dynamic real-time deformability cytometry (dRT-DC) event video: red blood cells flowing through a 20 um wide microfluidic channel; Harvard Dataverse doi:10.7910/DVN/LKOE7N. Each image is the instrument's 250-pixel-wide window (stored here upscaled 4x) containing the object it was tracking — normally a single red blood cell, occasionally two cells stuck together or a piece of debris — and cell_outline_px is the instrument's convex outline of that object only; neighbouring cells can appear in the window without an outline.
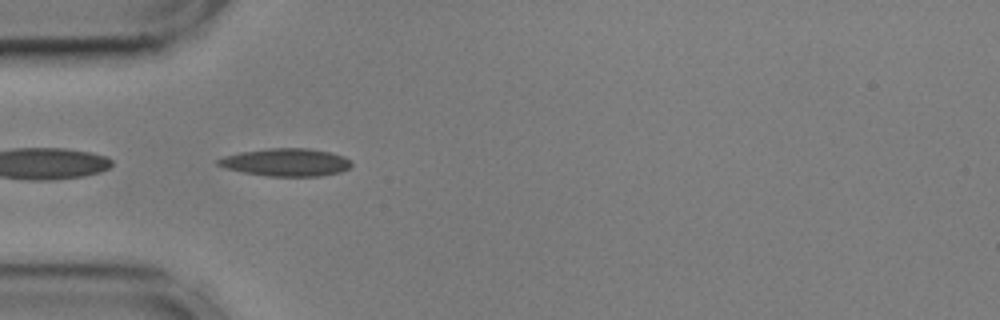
{"species": "common noctule bat (a hibernating species)", "species_latin": "Nyctalus noctula", "temperature_condition": "cold", "stored_images_in_passage": 39, "camera_frame_rate_fps": 3000, "um_per_image_px": 0.085, "animal": {"sex": "male", "body_mass_g": 17.9, "forearm_length_mm": 54.2}, "frame": {"image": 1, "passage_image": 1, "time_ms": 0.0, "image_size_px": [1000, 320], "cell_outline_px": [[352, 164], [348, 168], [340, 172], [320, 176], [264, 176], [244, 172], [228, 168], [216, 164], [216, 160], [224, 156], [240, 152], [264, 148], [308, 148], [332, 152], [344, 156]], "centroid_in_image_um": [24.31, 13.78], "position_along_channel_um": 60.7, "area_um2": 21.56}}
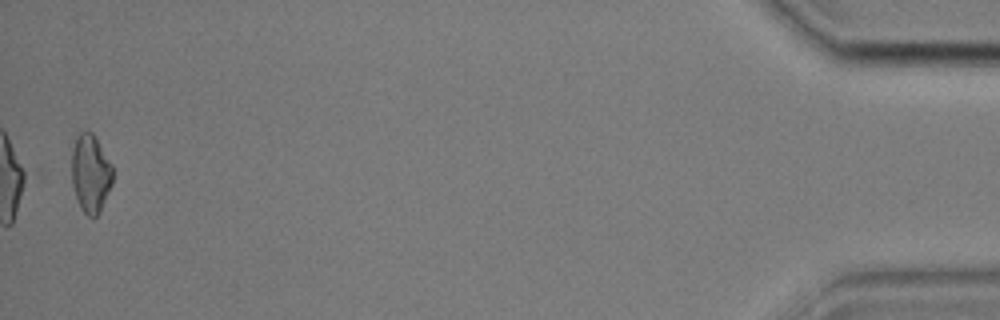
{"frame": {"image": 2, "passage_image": 39, "time_ms": 12.667, "image_size_px": [1000, 320], "cell_outline_px": [[112, 184], [100, 212], [96, 216], [88, 216], [80, 208], [72, 184], [72, 148], [76, 136], [84, 128], [92, 132], [96, 136], [112, 164]], "centroid_in_image_um": [7.7, 14.69], "position_along_channel_um": 427.5, "area_um2": 18.96}, "authors_computed_cell_mechanics": {"area_um2": 19.4208, "velocity_mm_per_s": 3.6093, "shape_relaxation_time_tau1_ms": 7.6241, "shape_relaxation_time_tau2_ms": null, "deformation_change_tau1": 0.1207, "deformation_change_tau2": null}}